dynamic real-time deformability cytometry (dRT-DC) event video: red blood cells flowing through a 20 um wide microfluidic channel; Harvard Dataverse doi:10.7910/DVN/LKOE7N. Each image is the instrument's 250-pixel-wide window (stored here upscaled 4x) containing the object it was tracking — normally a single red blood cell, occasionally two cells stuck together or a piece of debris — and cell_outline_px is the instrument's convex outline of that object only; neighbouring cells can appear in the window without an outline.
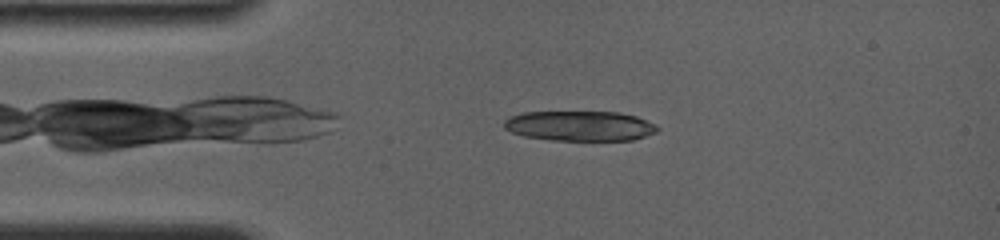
{"species": "common noctule bat (a hibernating species)", "species_latin": "Nyctalus noctula", "temperature_condition": "room temperature", "stored_images_in_passage": 7, "camera_frame_rate_fps": 4000, "um_per_image_px": 0.085, "animal": {"sex": "female", "body_mass_g": 19.0, "forearm_length_mm": 56.7}, "frame": {"image": 1, "passage_image": 5, "time_ms": 1.0, "image_size_px": [1000, 240], "cell_outline_px": [[660, 128], [656, 132], [632, 140], [548, 140], [524, 136], [512, 132], [504, 128], [504, 120], [508, 116], [524, 112], [620, 112], [636, 116], [656, 124]], "centroid_in_image_um": [49.27, 10.7], "position_along_channel_um": 35.7, "area_um2": 26.93}}